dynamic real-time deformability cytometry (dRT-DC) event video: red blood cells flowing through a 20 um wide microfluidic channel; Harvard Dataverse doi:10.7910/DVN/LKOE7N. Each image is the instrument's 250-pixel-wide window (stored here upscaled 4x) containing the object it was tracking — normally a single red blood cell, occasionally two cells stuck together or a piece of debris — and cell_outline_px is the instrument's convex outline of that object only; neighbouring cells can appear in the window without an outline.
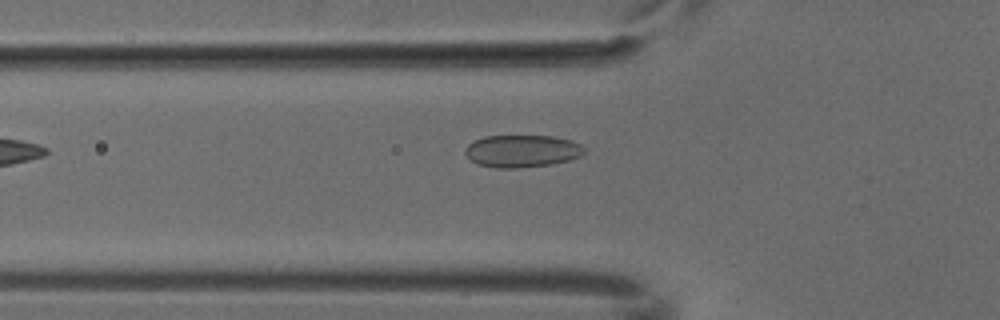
{"species": "common noctule bat (a hibernating species)", "species_latin": "Nyctalus noctula", "temperature_condition": "cold", "stored_images_in_passage": 2, "camera_frame_rate_fps": 3000, "um_per_image_px": 0.085, "animal": {"sex": "male", "body_mass_g": 18.8}, "frame": {"image": 1, "passage_image": 2, "time_ms": 0.333, "image_size_px": [1000, 320], "cell_outline_px": [[584, 152], [580, 156], [568, 160], [552, 164], [520, 168], [496, 168], [476, 164], [464, 152], [464, 148], [468, 144], [484, 136], [552, 136], [572, 140], [580, 144], [584, 148]], "centroid_in_image_um": [44.36, 12.84], "position_along_channel_um": 81.4, "area_um2": 22.48}}